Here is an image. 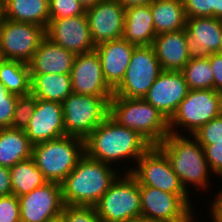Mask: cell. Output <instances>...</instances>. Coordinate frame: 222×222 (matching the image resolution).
I'll use <instances>...</instances> for the list:
<instances>
[{
	"label": "cell",
	"mask_w": 222,
	"mask_h": 222,
	"mask_svg": "<svg viewBox=\"0 0 222 222\" xmlns=\"http://www.w3.org/2000/svg\"><path fill=\"white\" fill-rule=\"evenodd\" d=\"M0 83L15 95L31 93V75L27 63L2 59L0 61Z\"/></svg>",
	"instance_id": "obj_28"
},
{
	"label": "cell",
	"mask_w": 222,
	"mask_h": 222,
	"mask_svg": "<svg viewBox=\"0 0 222 222\" xmlns=\"http://www.w3.org/2000/svg\"><path fill=\"white\" fill-rule=\"evenodd\" d=\"M3 18L31 23L46 29L49 21V0H2Z\"/></svg>",
	"instance_id": "obj_24"
},
{
	"label": "cell",
	"mask_w": 222,
	"mask_h": 222,
	"mask_svg": "<svg viewBox=\"0 0 222 222\" xmlns=\"http://www.w3.org/2000/svg\"><path fill=\"white\" fill-rule=\"evenodd\" d=\"M12 194L20 197L48 182L32 158L16 163L10 168Z\"/></svg>",
	"instance_id": "obj_29"
},
{
	"label": "cell",
	"mask_w": 222,
	"mask_h": 222,
	"mask_svg": "<svg viewBox=\"0 0 222 222\" xmlns=\"http://www.w3.org/2000/svg\"><path fill=\"white\" fill-rule=\"evenodd\" d=\"M85 14L95 46L123 37L125 8L116 0H101Z\"/></svg>",
	"instance_id": "obj_16"
},
{
	"label": "cell",
	"mask_w": 222,
	"mask_h": 222,
	"mask_svg": "<svg viewBox=\"0 0 222 222\" xmlns=\"http://www.w3.org/2000/svg\"><path fill=\"white\" fill-rule=\"evenodd\" d=\"M121 4L125 9L134 6H145L150 5L153 0H116Z\"/></svg>",
	"instance_id": "obj_42"
},
{
	"label": "cell",
	"mask_w": 222,
	"mask_h": 222,
	"mask_svg": "<svg viewBox=\"0 0 222 222\" xmlns=\"http://www.w3.org/2000/svg\"><path fill=\"white\" fill-rule=\"evenodd\" d=\"M134 48L135 45L123 37L98 44L95 47L101 60L104 79L113 90L123 80Z\"/></svg>",
	"instance_id": "obj_20"
},
{
	"label": "cell",
	"mask_w": 222,
	"mask_h": 222,
	"mask_svg": "<svg viewBox=\"0 0 222 222\" xmlns=\"http://www.w3.org/2000/svg\"><path fill=\"white\" fill-rule=\"evenodd\" d=\"M33 144L24 130L0 128V166L11 168L16 163L32 158Z\"/></svg>",
	"instance_id": "obj_25"
},
{
	"label": "cell",
	"mask_w": 222,
	"mask_h": 222,
	"mask_svg": "<svg viewBox=\"0 0 222 222\" xmlns=\"http://www.w3.org/2000/svg\"><path fill=\"white\" fill-rule=\"evenodd\" d=\"M192 136L202 147L207 144L222 142V113L200 127Z\"/></svg>",
	"instance_id": "obj_33"
},
{
	"label": "cell",
	"mask_w": 222,
	"mask_h": 222,
	"mask_svg": "<svg viewBox=\"0 0 222 222\" xmlns=\"http://www.w3.org/2000/svg\"><path fill=\"white\" fill-rule=\"evenodd\" d=\"M12 194L10 169L0 166V196Z\"/></svg>",
	"instance_id": "obj_41"
},
{
	"label": "cell",
	"mask_w": 222,
	"mask_h": 222,
	"mask_svg": "<svg viewBox=\"0 0 222 222\" xmlns=\"http://www.w3.org/2000/svg\"><path fill=\"white\" fill-rule=\"evenodd\" d=\"M213 17L222 19V0H213Z\"/></svg>",
	"instance_id": "obj_43"
},
{
	"label": "cell",
	"mask_w": 222,
	"mask_h": 222,
	"mask_svg": "<svg viewBox=\"0 0 222 222\" xmlns=\"http://www.w3.org/2000/svg\"><path fill=\"white\" fill-rule=\"evenodd\" d=\"M60 218L63 222H102L94 206L64 205Z\"/></svg>",
	"instance_id": "obj_34"
},
{
	"label": "cell",
	"mask_w": 222,
	"mask_h": 222,
	"mask_svg": "<svg viewBox=\"0 0 222 222\" xmlns=\"http://www.w3.org/2000/svg\"><path fill=\"white\" fill-rule=\"evenodd\" d=\"M75 57L45 37L28 62L30 74H70Z\"/></svg>",
	"instance_id": "obj_21"
},
{
	"label": "cell",
	"mask_w": 222,
	"mask_h": 222,
	"mask_svg": "<svg viewBox=\"0 0 222 222\" xmlns=\"http://www.w3.org/2000/svg\"><path fill=\"white\" fill-rule=\"evenodd\" d=\"M126 222H153L144 216L134 217L132 219L127 220Z\"/></svg>",
	"instance_id": "obj_45"
},
{
	"label": "cell",
	"mask_w": 222,
	"mask_h": 222,
	"mask_svg": "<svg viewBox=\"0 0 222 222\" xmlns=\"http://www.w3.org/2000/svg\"><path fill=\"white\" fill-rule=\"evenodd\" d=\"M94 207L102 222H126L141 216L137 179L131 173H121Z\"/></svg>",
	"instance_id": "obj_7"
},
{
	"label": "cell",
	"mask_w": 222,
	"mask_h": 222,
	"mask_svg": "<svg viewBox=\"0 0 222 222\" xmlns=\"http://www.w3.org/2000/svg\"><path fill=\"white\" fill-rule=\"evenodd\" d=\"M152 47L162 71H181L190 60L185 29L156 35Z\"/></svg>",
	"instance_id": "obj_22"
},
{
	"label": "cell",
	"mask_w": 222,
	"mask_h": 222,
	"mask_svg": "<svg viewBox=\"0 0 222 222\" xmlns=\"http://www.w3.org/2000/svg\"><path fill=\"white\" fill-rule=\"evenodd\" d=\"M186 17H213V0H182Z\"/></svg>",
	"instance_id": "obj_38"
},
{
	"label": "cell",
	"mask_w": 222,
	"mask_h": 222,
	"mask_svg": "<svg viewBox=\"0 0 222 222\" xmlns=\"http://www.w3.org/2000/svg\"><path fill=\"white\" fill-rule=\"evenodd\" d=\"M84 154V140L67 135L37 143L32 149V159L44 178L60 184Z\"/></svg>",
	"instance_id": "obj_5"
},
{
	"label": "cell",
	"mask_w": 222,
	"mask_h": 222,
	"mask_svg": "<svg viewBox=\"0 0 222 222\" xmlns=\"http://www.w3.org/2000/svg\"><path fill=\"white\" fill-rule=\"evenodd\" d=\"M188 91L181 71H162L143 99L152 104L169 121Z\"/></svg>",
	"instance_id": "obj_18"
},
{
	"label": "cell",
	"mask_w": 222,
	"mask_h": 222,
	"mask_svg": "<svg viewBox=\"0 0 222 222\" xmlns=\"http://www.w3.org/2000/svg\"><path fill=\"white\" fill-rule=\"evenodd\" d=\"M196 221H197V222L199 221L198 218L194 219L192 222H196Z\"/></svg>",
	"instance_id": "obj_49"
},
{
	"label": "cell",
	"mask_w": 222,
	"mask_h": 222,
	"mask_svg": "<svg viewBox=\"0 0 222 222\" xmlns=\"http://www.w3.org/2000/svg\"><path fill=\"white\" fill-rule=\"evenodd\" d=\"M84 143L89 157L117 167L122 173H131L137 160L152 146L137 131L120 126L110 116L94 129ZM124 162L132 165L125 163L124 166L128 165L126 171L119 164Z\"/></svg>",
	"instance_id": "obj_1"
},
{
	"label": "cell",
	"mask_w": 222,
	"mask_h": 222,
	"mask_svg": "<svg viewBox=\"0 0 222 222\" xmlns=\"http://www.w3.org/2000/svg\"><path fill=\"white\" fill-rule=\"evenodd\" d=\"M139 191L141 215L153 222H192L196 219L198 212L189 194H173L144 185H139Z\"/></svg>",
	"instance_id": "obj_9"
},
{
	"label": "cell",
	"mask_w": 222,
	"mask_h": 222,
	"mask_svg": "<svg viewBox=\"0 0 222 222\" xmlns=\"http://www.w3.org/2000/svg\"><path fill=\"white\" fill-rule=\"evenodd\" d=\"M45 37V28L41 26L3 18L0 26L2 59L28 64Z\"/></svg>",
	"instance_id": "obj_11"
},
{
	"label": "cell",
	"mask_w": 222,
	"mask_h": 222,
	"mask_svg": "<svg viewBox=\"0 0 222 222\" xmlns=\"http://www.w3.org/2000/svg\"><path fill=\"white\" fill-rule=\"evenodd\" d=\"M46 37L74 54H83L95 50L86 14L60 19H50Z\"/></svg>",
	"instance_id": "obj_14"
},
{
	"label": "cell",
	"mask_w": 222,
	"mask_h": 222,
	"mask_svg": "<svg viewBox=\"0 0 222 222\" xmlns=\"http://www.w3.org/2000/svg\"><path fill=\"white\" fill-rule=\"evenodd\" d=\"M24 131L33 145L64 136L62 104L37 99L34 113Z\"/></svg>",
	"instance_id": "obj_19"
},
{
	"label": "cell",
	"mask_w": 222,
	"mask_h": 222,
	"mask_svg": "<svg viewBox=\"0 0 222 222\" xmlns=\"http://www.w3.org/2000/svg\"><path fill=\"white\" fill-rule=\"evenodd\" d=\"M156 36L150 5L125 9L123 38L135 46L152 45Z\"/></svg>",
	"instance_id": "obj_23"
},
{
	"label": "cell",
	"mask_w": 222,
	"mask_h": 222,
	"mask_svg": "<svg viewBox=\"0 0 222 222\" xmlns=\"http://www.w3.org/2000/svg\"><path fill=\"white\" fill-rule=\"evenodd\" d=\"M70 75L73 93L112 98L113 89L104 79L96 50L77 54Z\"/></svg>",
	"instance_id": "obj_15"
},
{
	"label": "cell",
	"mask_w": 222,
	"mask_h": 222,
	"mask_svg": "<svg viewBox=\"0 0 222 222\" xmlns=\"http://www.w3.org/2000/svg\"><path fill=\"white\" fill-rule=\"evenodd\" d=\"M110 100L72 92L62 102L65 135L85 140L109 116Z\"/></svg>",
	"instance_id": "obj_8"
},
{
	"label": "cell",
	"mask_w": 222,
	"mask_h": 222,
	"mask_svg": "<svg viewBox=\"0 0 222 222\" xmlns=\"http://www.w3.org/2000/svg\"><path fill=\"white\" fill-rule=\"evenodd\" d=\"M221 180H222V178L220 180H218V181L222 182ZM217 188L219 189V191L217 193H222V188L221 187H217Z\"/></svg>",
	"instance_id": "obj_48"
},
{
	"label": "cell",
	"mask_w": 222,
	"mask_h": 222,
	"mask_svg": "<svg viewBox=\"0 0 222 222\" xmlns=\"http://www.w3.org/2000/svg\"><path fill=\"white\" fill-rule=\"evenodd\" d=\"M36 104L37 98L32 93L18 96L11 128L24 130L30 122Z\"/></svg>",
	"instance_id": "obj_31"
},
{
	"label": "cell",
	"mask_w": 222,
	"mask_h": 222,
	"mask_svg": "<svg viewBox=\"0 0 222 222\" xmlns=\"http://www.w3.org/2000/svg\"><path fill=\"white\" fill-rule=\"evenodd\" d=\"M18 199L20 222H50L60 217L64 207L62 187L57 182H46Z\"/></svg>",
	"instance_id": "obj_13"
},
{
	"label": "cell",
	"mask_w": 222,
	"mask_h": 222,
	"mask_svg": "<svg viewBox=\"0 0 222 222\" xmlns=\"http://www.w3.org/2000/svg\"><path fill=\"white\" fill-rule=\"evenodd\" d=\"M157 146L168 157L173 171L189 195H193L190 188L196 192L202 190L200 194L203 190L204 195L206 192L208 194L213 186L212 179L215 180L214 174L207 164L204 148L192 135H178L170 132Z\"/></svg>",
	"instance_id": "obj_2"
},
{
	"label": "cell",
	"mask_w": 222,
	"mask_h": 222,
	"mask_svg": "<svg viewBox=\"0 0 222 222\" xmlns=\"http://www.w3.org/2000/svg\"><path fill=\"white\" fill-rule=\"evenodd\" d=\"M31 93L40 100L61 103L72 93L70 74H30Z\"/></svg>",
	"instance_id": "obj_27"
},
{
	"label": "cell",
	"mask_w": 222,
	"mask_h": 222,
	"mask_svg": "<svg viewBox=\"0 0 222 222\" xmlns=\"http://www.w3.org/2000/svg\"><path fill=\"white\" fill-rule=\"evenodd\" d=\"M150 9L156 35L185 29L187 17L182 0H153Z\"/></svg>",
	"instance_id": "obj_26"
},
{
	"label": "cell",
	"mask_w": 222,
	"mask_h": 222,
	"mask_svg": "<svg viewBox=\"0 0 222 222\" xmlns=\"http://www.w3.org/2000/svg\"><path fill=\"white\" fill-rule=\"evenodd\" d=\"M181 72L190 90L214 89V75L208 57L190 59Z\"/></svg>",
	"instance_id": "obj_30"
},
{
	"label": "cell",
	"mask_w": 222,
	"mask_h": 222,
	"mask_svg": "<svg viewBox=\"0 0 222 222\" xmlns=\"http://www.w3.org/2000/svg\"><path fill=\"white\" fill-rule=\"evenodd\" d=\"M214 75V90L222 93V53L208 54Z\"/></svg>",
	"instance_id": "obj_39"
},
{
	"label": "cell",
	"mask_w": 222,
	"mask_h": 222,
	"mask_svg": "<svg viewBox=\"0 0 222 222\" xmlns=\"http://www.w3.org/2000/svg\"><path fill=\"white\" fill-rule=\"evenodd\" d=\"M0 222H20V205L16 195L0 196Z\"/></svg>",
	"instance_id": "obj_36"
},
{
	"label": "cell",
	"mask_w": 222,
	"mask_h": 222,
	"mask_svg": "<svg viewBox=\"0 0 222 222\" xmlns=\"http://www.w3.org/2000/svg\"><path fill=\"white\" fill-rule=\"evenodd\" d=\"M50 222H63V220L59 217V218H57V219H55V220H52V221H50Z\"/></svg>",
	"instance_id": "obj_47"
},
{
	"label": "cell",
	"mask_w": 222,
	"mask_h": 222,
	"mask_svg": "<svg viewBox=\"0 0 222 222\" xmlns=\"http://www.w3.org/2000/svg\"><path fill=\"white\" fill-rule=\"evenodd\" d=\"M18 95L10 93L0 83V128L11 127Z\"/></svg>",
	"instance_id": "obj_35"
},
{
	"label": "cell",
	"mask_w": 222,
	"mask_h": 222,
	"mask_svg": "<svg viewBox=\"0 0 222 222\" xmlns=\"http://www.w3.org/2000/svg\"><path fill=\"white\" fill-rule=\"evenodd\" d=\"M131 174L139 185L151 186L173 194H188L173 171L166 154L152 145L138 160Z\"/></svg>",
	"instance_id": "obj_12"
},
{
	"label": "cell",
	"mask_w": 222,
	"mask_h": 222,
	"mask_svg": "<svg viewBox=\"0 0 222 222\" xmlns=\"http://www.w3.org/2000/svg\"><path fill=\"white\" fill-rule=\"evenodd\" d=\"M214 195V198L211 199L212 201H210V203L208 202L207 204H209L208 206V210H209V217H211V220L209 222H222V193H212Z\"/></svg>",
	"instance_id": "obj_40"
},
{
	"label": "cell",
	"mask_w": 222,
	"mask_h": 222,
	"mask_svg": "<svg viewBox=\"0 0 222 222\" xmlns=\"http://www.w3.org/2000/svg\"><path fill=\"white\" fill-rule=\"evenodd\" d=\"M221 113V92L214 89H189L177 111L169 120V131L178 135H185L186 133L193 135L200 127Z\"/></svg>",
	"instance_id": "obj_6"
},
{
	"label": "cell",
	"mask_w": 222,
	"mask_h": 222,
	"mask_svg": "<svg viewBox=\"0 0 222 222\" xmlns=\"http://www.w3.org/2000/svg\"><path fill=\"white\" fill-rule=\"evenodd\" d=\"M85 9L90 8L94 5H96L101 0H78Z\"/></svg>",
	"instance_id": "obj_44"
},
{
	"label": "cell",
	"mask_w": 222,
	"mask_h": 222,
	"mask_svg": "<svg viewBox=\"0 0 222 222\" xmlns=\"http://www.w3.org/2000/svg\"><path fill=\"white\" fill-rule=\"evenodd\" d=\"M2 20H3V7H2V2L0 1V26H1Z\"/></svg>",
	"instance_id": "obj_46"
},
{
	"label": "cell",
	"mask_w": 222,
	"mask_h": 222,
	"mask_svg": "<svg viewBox=\"0 0 222 222\" xmlns=\"http://www.w3.org/2000/svg\"><path fill=\"white\" fill-rule=\"evenodd\" d=\"M161 72L152 45L135 46L125 76L113 90V96L143 98Z\"/></svg>",
	"instance_id": "obj_10"
},
{
	"label": "cell",
	"mask_w": 222,
	"mask_h": 222,
	"mask_svg": "<svg viewBox=\"0 0 222 222\" xmlns=\"http://www.w3.org/2000/svg\"><path fill=\"white\" fill-rule=\"evenodd\" d=\"M86 9L78 0H49L50 19L84 15Z\"/></svg>",
	"instance_id": "obj_32"
},
{
	"label": "cell",
	"mask_w": 222,
	"mask_h": 222,
	"mask_svg": "<svg viewBox=\"0 0 222 222\" xmlns=\"http://www.w3.org/2000/svg\"><path fill=\"white\" fill-rule=\"evenodd\" d=\"M86 153L61 183L64 205L95 206L122 173Z\"/></svg>",
	"instance_id": "obj_3"
},
{
	"label": "cell",
	"mask_w": 222,
	"mask_h": 222,
	"mask_svg": "<svg viewBox=\"0 0 222 222\" xmlns=\"http://www.w3.org/2000/svg\"><path fill=\"white\" fill-rule=\"evenodd\" d=\"M185 34L190 59L206 58L222 52V19L187 18Z\"/></svg>",
	"instance_id": "obj_17"
},
{
	"label": "cell",
	"mask_w": 222,
	"mask_h": 222,
	"mask_svg": "<svg viewBox=\"0 0 222 222\" xmlns=\"http://www.w3.org/2000/svg\"><path fill=\"white\" fill-rule=\"evenodd\" d=\"M109 116L120 126L137 131L151 145H158L170 133L169 121L143 98L112 96Z\"/></svg>",
	"instance_id": "obj_4"
},
{
	"label": "cell",
	"mask_w": 222,
	"mask_h": 222,
	"mask_svg": "<svg viewBox=\"0 0 222 222\" xmlns=\"http://www.w3.org/2000/svg\"><path fill=\"white\" fill-rule=\"evenodd\" d=\"M203 148L211 172L220 180L222 178V142L207 144Z\"/></svg>",
	"instance_id": "obj_37"
}]
</instances>
